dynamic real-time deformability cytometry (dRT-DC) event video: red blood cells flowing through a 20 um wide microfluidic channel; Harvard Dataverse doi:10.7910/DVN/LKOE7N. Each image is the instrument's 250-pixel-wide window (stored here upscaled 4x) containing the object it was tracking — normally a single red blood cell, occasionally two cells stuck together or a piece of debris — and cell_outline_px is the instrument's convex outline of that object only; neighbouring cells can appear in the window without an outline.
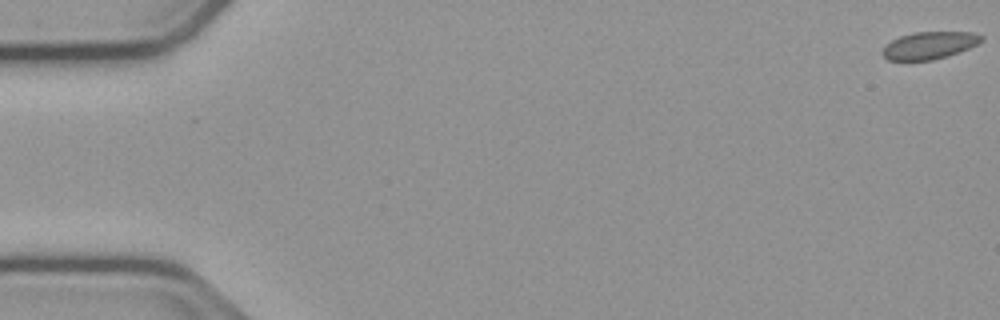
{"species": "common noctule bat (a hibernating species)", "species_latin": "Nyctalus noctula", "temperature_condition": "cold", "stored_images_in_passage": 14, "camera_frame_rate_fps": 3000, "um_per_image_px": 0.085, "animal": {"sex": "male", "body_mass_g": 23.1, "forearm_length_mm": 52.7}, "frame": {"image": 1, "passage_image": 1, "time_ms": 0.0, "image_size_px": [1000, 320], "cell_outline_px": [[984, 40], [968, 48], [948, 56], [932, 60], [888, 60], [880, 52], [892, 40], [900, 36], [912, 32], [972, 32], [984, 36]], "centroid_in_image_um": [79.01, 3.85], "position_along_channel_um": 6.0, "area_um2": 15.66}}